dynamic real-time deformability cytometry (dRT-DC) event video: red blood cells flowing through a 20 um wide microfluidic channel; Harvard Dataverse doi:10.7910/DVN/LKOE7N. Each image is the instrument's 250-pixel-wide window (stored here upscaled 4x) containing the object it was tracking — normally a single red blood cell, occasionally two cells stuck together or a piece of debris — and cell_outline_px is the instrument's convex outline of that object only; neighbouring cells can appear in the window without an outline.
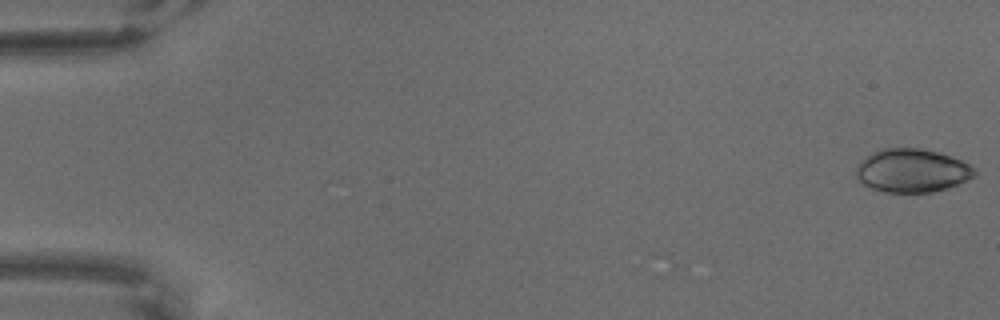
{"species": "common noctule bat (a hibernating species)", "species_latin": "Nyctalus noctula", "temperature_condition": "warm", "stored_images_in_passage": 20, "camera_frame_rate_fps": 3000, "um_per_image_px": 0.085, "animal": {"sex": "male", "body_mass_g": 18.8}, "frame": {"image": 1, "passage_image": 1, "time_ms": 0.0, "image_size_px": [1000, 320], "cell_outline_px": [[976, 176], [948, 188], [932, 192], [888, 192], [872, 188], [864, 184], [856, 176], [856, 168], [872, 152], [884, 148], [920, 148], [936, 152], [960, 160], [976, 168]], "centroid_in_image_um": [77.55, 14.51], "position_along_channel_um": 7.4, "area_um2": 29.59}}
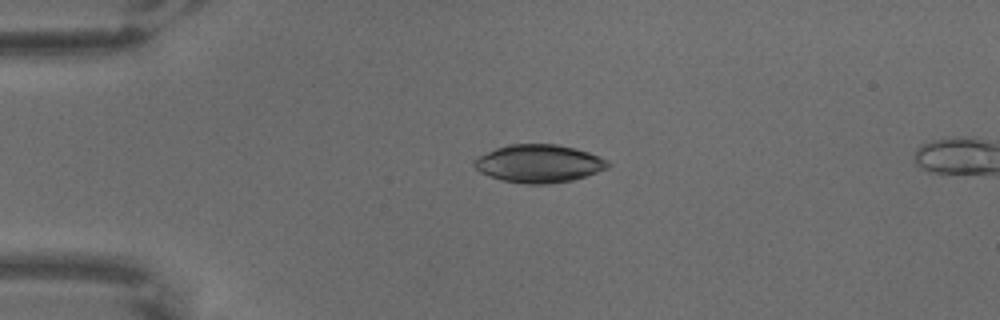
{"frame": {"image": 2, "passage_image": 16, "time_ms": 5.0, "image_size_px": [1000, 320], "cell_outline_px": [[612, 164], [608, 168], [572, 180], [548, 184], [524, 184], [500, 180], [488, 176], [480, 172], [472, 164], [472, 160], [496, 148], [508, 144], [556, 144], [576, 148], [600, 156], [608, 160]], "centroid_in_image_um": [45.8, 13.9], "position_along_channel_um": 39.2, "area_um2": 29.71}}